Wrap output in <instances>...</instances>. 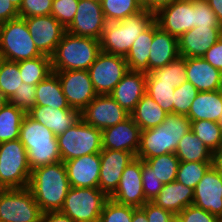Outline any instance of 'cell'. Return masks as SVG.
I'll return each mask as SVG.
<instances>
[{"label": "cell", "instance_id": "obj_43", "mask_svg": "<svg viewBox=\"0 0 222 222\" xmlns=\"http://www.w3.org/2000/svg\"><path fill=\"white\" fill-rule=\"evenodd\" d=\"M133 206L116 203L110 198L105 202L99 222H131Z\"/></svg>", "mask_w": 222, "mask_h": 222}, {"label": "cell", "instance_id": "obj_14", "mask_svg": "<svg viewBox=\"0 0 222 222\" xmlns=\"http://www.w3.org/2000/svg\"><path fill=\"white\" fill-rule=\"evenodd\" d=\"M193 0H176L155 14L158 27L179 39L195 27Z\"/></svg>", "mask_w": 222, "mask_h": 222}, {"label": "cell", "instance_id": "obj_61", "mask_svg": "<svg viewBox=\"0 0 222 222\" xmlns=\"http://www.w3.org/2000/svg\"><path fill=\"white\" fill-rule=\"evenodd\" d=\"M3 60L4 59L0 56V69H1V65H2Z\"/></svg>", "mask_w": 222, "mask_h": 222}, {"label": "cell", "instance_id": "obj_36", "mask_svg": "<svg viewBox=\"0 0 222 222\" xmlns=\"http://www.w3.org/2000/svg\"><path fill=\"white\" fill-rule=\"evenodd\" d=\"M101 7L106 22H116L141 11V0H102Z\"/></svg>", "mask_w": 222, "mask_h": 222}, {"label": "cell", "instance_id": "obj_2", "mask_svg": "<svg viewBox=\"0 0 222 222\" xmlns=\"http://www.w3.org/2000/svg\"><path fill=\"white\" fill-rule=\"evenodd\" d=\"M190 128L191 121L187 116L167 114L162 124L141 131L136 157L145 161L166 153H175L178 142Z\"/></svg>", "mask_w": 222, "mask_h": 222}, {"label": "cell", "instance_id": "obj_21", "mask_svg": "<svg viewBox=\"0 0 222 222\" xmlns=\"http://www.w3.org/2000/svg\"><path fill=\"white\" fill-rule=\"evenodd\" d=\"M221 37L222 27H194L179 37V54L184 58H203Z\"/></svg>", "mask_w": 222, "mask_h": 222}, {"label": "cell", "instance_id": "obj_22", "mask_svg": "<svg viewBox=\"0 0 222 222\" xmlns=\"http://www.w3.org/2000/svg\"><path fill=\"white\" fill-rule=\"evenodd\" d=\"M100 153L88 154L64 162L71 187L98 188Z\"/></svg>", "mask_w": 222, "mask_h": 222}, {"label": "cell", "instance_id": "obj_33", "mask_svg": "<svg viewBox=\"0 0 222 222\" xmlns=\"http://www.w3.org/2000/svg\"><path fill=\"white\" fill-rule=\"evenodd\" d=\"M23 83L37 85L52 73L51 57L42 55L18 62Z\"/></svg>", "mask_w": 222, "mask_h": 222}, {"label": "cell", "instance_id": "obj_50", "mask_svg": "<svg viewBox=\"0 0 222 222\" xmlns=\"http://www.w3.org/2000/svg\"><path fill=\"white\" fill-rule=\"evenodd\" d=\"M141 208L145 211L148 222H171L175 216L171 211L156 206L153 202H146Z\"/></svg>", "mask_w": 222, "mask_h": 222}, {"label": "cell", "instance_id": "obj_8", "mask_svg": "<svg viewBox=\"0 0 222 222\" xmlns=\"http://www.w3.org/2000/svg\"><path fill=\"white\" fill-rule=\"evenodd\" d=\"M59 152L63 162L84 155L100 153L102 131L80 119L77 123L57 136Z\"/></svg>", "mask_w": 222, "mask_h": 222}, {"label": "cell", "instance_id": "obj_39", "mask_svg": "<svg viewBox=\"0 0 222 222\" xmlns=\"http://www.w3.org/2000/svg\"><path fill=\"white\" fill-rule=\"evenodd\" d=\"M22 84L18 62L4 59L0 69V93L9 100Z\"/></svg>", "mask_w": 222, "mask_h": 222}, {"label": "cell", "instance_id": "obj_18", "mask_svg": "<svg viewBox=\"0 0 222 222\" xmlns=\"http://www.w3.org/2000/svg\"><path fill=\"white\" fill-rule=\"evenodd\" d=\"M193 205L222 219V173L213 166L196 185Z\"/></svg>", "mask_w": 222, "mask_h": 222}, {"label": "cell", "instance_id": "obj_28", "mask_svg": "<svg viewBox=\"0 0 222 222\" xmlns=\"http://www.w3.org/2000/svg\"><path fill=\"white\" fill-rule=\"evenodd\" d=\"M222 115V89L198 92L187 117L190 121L210 120L219 123Z\"/></svg>", "mask_w": 222, "mask_h": 222}, {"label": "cell", "instance_id": "obj_4", "mask_svg": "<svg viewBox=\"0 0 222 222\" xmlns=\"http://www.w3.org/2000/svg\"><path fill=\"white\" fill-rule=\"evenodd\" d=\"M155 22V14L141 11L116 22H107L99 39L101 51L125 57L133 42Z\"/></svg>", "mask_w": 222, "mask_h": 222}, {"label": "cell", "instance_id": "obj_54", "mask_svg": "<svg viewBox=\"0 0 222 222\" xmlns=\"http://www.w3.org/2000/svg\"><path fill=\"white\" fill-rule=\"evenodd\" d=\"M41 222H74L60 211H49L42 214Z\"/></svg>", "mask_w": 222, "mask_h": 222}, {"label": "cell", "instance_id": "obj_10", "mask_svg": "<svg viewBox=\"0 0 222 222\" xmlns=\"http://www.w3.org/2000/svg\"><path fill=\"white\" fill-rule=\"evenodd\" d=\"M42 214L28 188L0 189V222H41Z\"/></svg>", "mask_w": 222, "mask_h": 222}, {"label": "cell", "instance_id": "obj_44", "mask_svg": "<svg viewBox=\"0 0 222 222\" xmlns=\"http://www.w3.org/2000/svg\"><path fill=\"white\" fill-rule=\"evenodd\" d=\"M79 0H53L51 15L67 28L74 20Z\"/></svg>", "mask_w": 222, "mask_h": 222}, {"label": "cell", "instance_id": "obj_17", "mask_svg": "<svg viewBox=\"0 0 222 222\" xmlns=\"http://www.w3.org/2000/svg\"><path fill=\"white\" fill-rule=\"evenodd\" d=\"M106 23L100 2L79 0L74 20L66 31L73 35L99 40Z\"/></svg>", "mask_w": 222, "mask_h": 222}, {"label": "cell", "instance_id": "obj_32", "mask_svg": "<svg viewBox=\"0 0 222 222\" xmlns=\"http://www.w3.org/2000/svg\"><path fill=\"white\" fill-rule=\"evenodd\" d=\"M212 153L191 129L180 139L175 150L181 162H212Z\"/></svg>", "mask_w": 222, "mask_h": 222}, {"label": "cell", "instance_id": "obj_45", "mask_svg": "<svg viewBox=\"0 0 222 222\" xmlns=\"http://www.w3.org/2000/svg\"><path fill=\"white\" fill-rule=\"evenodd\" d=\"M8 102L28 113L36 106V85L23 83Z\"/></svg>", "mask_w": 222, "mask_h": 222}, {"label": "cell", "instance_id": "obj_23", "mask_svg": "<svg viewBox=\"0 0 222 222\" xmlns=\"http://www.w3.org/2000/svg\"><path fill=\"white\" fill-rule=\"evenodd\" d=\"M147 73L129 70L109 94L129 114L146 93Z\"/></svg>", "mask_w": 222, "mask_h": 222}, {"label": "cell", "instance_id": "obj_55", "mask_svg": "<svg viewBox=\"0 0 222 222\" xmlns=\"http://www.w3.org/2000/svg\"><path fill=\"white\" fill-rule=\"evenodd\" d=\"M213 12L219 24L222 26V0H206Z\"/></svg>", "mask_w": 222, "mask_h": 222}, {"label": "cell", "instance_id": "obj_13", "mask_svg": "<svg viewBox=\"0 0 222 222\" xmlns=\"http://www.w3.org/2000/svg\"><path fill=\"white\" fill-rule=\"evenodd\" d=\"M130 114L110 95H97L81 112V119L103 130L125 121Z\"/></svg>", "mask_w": 222, "mask_h": 222}, {"label": "cell", "instance_id": "obj_29", "mask_svg": "<svg viewBox=\"0 0 222 222\" xmlns=\"http://www.w3.org/2000/svg\"><path fill=\"white\" fill-rule=\"evenodd\" d=\"M36 106L71 109L55 72L36 85Z\"/></svg>", "mask_w": 222, "mask_h": 222}, {"label": "cell", "instance_id": "obj_52", "mask_svg": "<svg viewBox=\"0 0 222 222\" xmlns=\"http://www.w3.org/2000/svg\"><path fill=\"white\" fill-rule=\"evenodd\" d=\"M19 17V11L10 0H0V24Z\"/></svg>", "mask_w": 222, "mask_h": 222}, {"label": "cell", "instance_id": "obj_24", "mask_svg": "<svg viewBox=\"0 0 222 222\" xmlns=\"http://www.w3.org/2000/svg\"><path fill=\"white\" fill-rule=\"evenodd\" d=\"M27 114L45 125L56 137L81 119V112L73 108L55 109L48 106H34Z\"/></svg>", "mask_w": 222, "mask_h": 222}, {"label": "cell", "instance_id": "obj_16", "mask_svg": "<svg viewBox=\"0 0 222 222\" xmlns=\"http://www.w3.org/2000/svg\"><path fill=\"white\" fill-rule=\"evenodd\" d=\"M122 205L142 207L146 202L142 185V160L135 157L125 167L117 189L109 197Z\"/></svg>", "mask_w": 222, "mask_h": 222}, {"label": "cell", "instance_id": "obj_35", "mask_svg": "<svg viewBox=\"0 0 222 222\" xmlns=\"http://www.w3.org/2000/svg\"><path fill=\"white\" fill-rule=\"evenodd\" d=\"M146 81H167L178 87L187 81L186 58L179 56L164 67L147 73Z\"/></svg>", "mask_w": 222, "mask_h": 222}, {"label": "cell", "instance_id": "obj_56", "mask_svg": "<svg viewBox=\"0 0 222 222\" xmlns=\"http://www.w3.org/2000/svg\"><path fill=\"white\" fill-rule=\"evenodd\" d=\"M212 166L222 173V144L212 153Z\"/></svg>", "mask_w": 222, "mask_h": 222}, {"label": "cell", "instance_id": "obj_58", "mask_svg": "<svg viewBox=\"0 0 222 222\" xmlns=\"http://www.w3.org/2000/svg\"><path fill=\"white\" fill-rule=\"evenodd\" d=\"M8 103V99L0 93V111Z\"/></svg>", "mask_w": 222, "mask_h": 222}, {"label": "cell", "instance_id": "obj_12", "mask_svg": "<svg viewBox=\"0 0 222 222\" xmlns=\"http://www.w3.org/2000/svg\"><path fill=\"white\" fill-rule=\"evenodd\" d=\"M58 75L70 108L80 112L98 95L88 70L52 71Z\"/></svg>", "mask_w": 222, "mask_h": 222}, {"label": "cell", "instance_id": "obj_57", "mask_svg": "<svg viewBox=\"0 0 222 222\" xmlns=\"http://www.w3.org/2000/svg\"><path fill=\"white\" fill-rule=\"evenodd\" d=\"M131 222H148L146 213L141 207H133V217Z\"/></svg>", "mask_w": 222, "mask_h": 222}, {"label": "cell", "instance_id": "obj_15", "mask_svg": "<svg viewBox=\"0 0 222 222\" xmlns=\"http://www.w3.org/2000/svg\"><path fill=\"white\" fill-rule=\"evenodd\" d=\"M24 19L38 51L42 55L51 57L62 40L66 28L51 14Z\"/></svg>", "mask_w": 222, "mask_h": 222}, {"label": "cell", "instance_id": "obj_26", "mask_svg": "<svg viewBox=\"0 0 222 222\" xmlns=\"http://www.w3.org/2000/svg\"><path fill=\"white\" fill-rule=\"evenodd\" d=\"M179 56L178 38L161 30L154 22V37L148 59V73L166 66Z\"/></svg>", "mask_w": 222, "mask_h": 222}, {"label": "cell", "instance_id": "obj_53", "mask_svg": "<svg viewBox=\"0 0 222 222\" xmlns=\"http://www.w3.org/2000/svg\"><path fill=\"white\" fill-rule=\"evenodd\" d=\"M176 0H141L142 8L146 11L156 14L162 8L170 5Z\"/></svg>", "mask_w": 222, "mask_h": 222}, {"label": "cell", "instance_id": "obj_30", "mask_svg": "<svg viewBox=\"0 0 222 222\" xmlns=\"http://www.w3.org/2000/svg\"><path fill=\"white\" fill-rule=\"evenodd\" d=\"M167 114L168 113L145 93L130 113V117L142 131L162 124Z\"/></svg>", "mask_w": 222, "mask_h": 222}, {"label": "cell", "instance_id": "obj_27", "mask_svg": "<svg viewBox=\"0 0 222 222\" xmlns=\"http://www.w3.org/2000/svg\"><path fill=\"white\" fill-rule=\"evenodd\" d=\"M194 189L173 181L163 184L159 194L152 200V202L163 209L171 211L177 215L187 206L193 204Z\"/></svg>", "mask_w": 222, "mask_h": 222}, {"label": "cell", "instance_id": "obj_20", "mask_svg": "<svg viewBox=\"0 0 222 222\" xmlns=\"http://www.w3.org/2000/svg\"><path fill=\"white\" fill-rule=\"evenodd\" d=\"M140 127L129 117L102 130V149L126 151L135 157L140 145Z\"/></svg>", "mask_w": 222, "mask_h": 222}, {"label": "cell", "instance_id": "obj_3", "mask_svg": "<svg viewBox=\"0 0 222 222\" xmlns=\"http://www.w3.org/2000/svg\"><path fill=\"white\" fill-rule=\"evenodd\" d=\"M19 139L26 148L31 171L62 161L57 137L27 113L21 122Z\"/></svg>", "mask_w": 222, "mask_h": 222}, {"label": "cell", "instance_id": "obj_41", "mask_svg": "<svg viewBox=\"0 0 222 222\" xmlns=\"http://www.w3.org/2000/svg\"><path fill=\"white\" fill-rule=\"evenodd\" d=\"M212 162H181L178 166L176 181L195 189Z\"/></svg>", "mask_w": 222, "mask_h": 222}, {"label": "cell", "instance_id": "obj_47", "mask_svg": "<svg viewBox=\"0 0 222 222\" xmlns=\"http://www.w3.org/2000/svg\"><path fill=\"white\" fill-rule=\"evenodd\" d=\"M142 185L148 202H152L163 187V183L156 178L153 169L144 160H142Z\"/></svg>", "mask_w": 222, "mask_h": 222}, {"label": "cell", "instance_id": "obj_42", "mask_svg": "<svg viewBox=\"0 0 222 222\" xmlns=\"http://www.w3.org/2000/svg\"><path fill=\"white\" fill-rule=\"evenodd\" d=\"M198 92L189 81L176 87L174 91L173 113L187 116Z\"/></svg>", "mask_w": 222, "mask_h": 222}, {"label": "cell", "instance_id": "obj_51", "mask_svg": "<svg viewBox=\"0 0 222 222\" xmlns=\"http://www.w3.org/2000/svg\"><path fill=\"white\" fill-rule=\"evenodd\" d=\"M203 59L222 72V37L210 47Z\"/></svg>", "mask_w": 222, "mask_h": 222}, {"label": "cell", "instance_id": "obj_1", "mask_svg": "<svg viewBox=\"0 0 222 222\" xmlns=\"http://www.w3.org/2000/svg\"><path fill=\"white\" fill-rule=\"evenodd\" d=\"M41 211H60L71 188L64 162H57L31 171L27 187Z\"/></svg>", "mask_w": 222, "mask_h": 222}, {"label": "cell", "instance_id": "obj_62", "mask_svg": "<svg viewBox=\"0 0 222 222\" xmlns=\"http://www.w3.org/2000/svg\"><path fill=\"white\" fill-rule=\"evenodd\" d=\"M219 124H220L221 127H222V115H221V117L219 118Z\"/></svg>", "mask_w": 222, "mask_h": 222}, {"label": "cell", "instance_id": "obj_5", "mask_svg": "<svg viewBox=\"0 0 222 222\" xmlns=\"http://www.w3.org/2000/svg\"><path fill=\"white\" fill-rule=\"evenodd\" d=\"M100 52L98 39L66 31L51 56L52 71L88 70Z\"/></svg>", "mask_w": 222, "mask_h": 222}, {"label": "cell", "instance_id": "obj_59", "mask_svg": "<svg viewBox=\"0 0 222 222\" xmlns=\"http://www.w3.org/2000/svg\"><path fill=\"white\" fill-rule=\"evenodd\" d=\"M23 0H10L12 5L19 10Z\"/></svg>", "mask_w": 222, "mask_h": 222}, {"label": "cell", "instance_id": "obj_6", "mask_svg": "<svg viewBox=\"0 0 222 222\" xmlns=\"http://www.w3.org/2000/svg\"><path fill=\"white\" fill-rule=\"evenodd\" d=\"M30 175L27 151L20 139L0 143V189L27 188Z\"/></svg>", "mask_w": 222, "mask_h": 222}, {"label": "cell", "instance_id": "obj_37", "mask_svg": "<svg viewBox=\"0 0 222 222\" xmlns=\"http://www.w3.org/2000/svg\"><path fill=\"white\" fill-rule=\"evenodd\" d=\"M145 162L151 166L153 174L163 184L176 180L180 160L175 153H166L153 158H148Z\"/></svg>", "mask_w": 222, "mask_h": 222}, {"label": "cell", "instance_id": "obj_34", "mask_svg": "<svg viewBox=\"0 0 222 222\" xmlns=\"http://www.w3.org/2000/svg\"><path fill=\"white\" fill-rule=\"evenodd\" d=\"M25 112L7 103L0 111V143L20 137V126Z\"/></svg>", "mask_w": 222, "mask_h": 222}, {"label": "cell", "instance_id": "obj_38", "mask_svg": "<svg viewBox=\"0 0 222 222\" xmlns=\"http://www.w3.org/2000/svg\"><path fill=\"white\" fill-rule=\"evenodd\" d=\"M190 129L212 152L222 144V127L218 122L210 120L191 121Z\"/></svg>", "mask_w": 222, "mask_h": 222}, {"label": "cell", "instance_id": "obj_48", "mask_svg": "<svg viewBox=\"0 0 222 222\" xmlns=\"http://www.w3.org/2000/svg\"><path fill=\"white\" fill-rule=\"evenodd\" d=\"M53 0H23L20 6L19 17L28 18L51 14Z\"/></svg>", "mask_w": 222, "mask_h": 222}, {"label": "cell", "instance_id": "obj_60", "mask_svg": "<svg viewBox=\"0 0 222 222\" xmlns=\"http://www.w3.org/2000/svg\"><path fill=\"white\" fill-rule=\"evenodd\" d=\"M171 222H181V220H180V218H179L177 215H175V216L172 218Z\"/></svg>", "mask_w": 222, "mask_h": 222}, {"label": "cell", "instance_id": "obj_11", "mask_svg": "<svg viewBox=\"0 0 222 222\" xmlns=\"http://www.w3.org/2000/svg\"><path fill=\"white\" fill-rule=\"evenodd\" d=\"M129 71L123 56L101 51L88 72L98 95H109Z\"/></svg>", "mask_w": 222, "mask_h": 222}, {"label": "cell", "instance_id": "obj_31", "mask_svg": "<svg viewBox=\"0 0 222 222\" xmlns=\"http://www.w3.org/2000/svg\"><path fill=\"white\" fill-rule=\"evenodd\" d=\"M153 37L154 23L133 42L127 55L124 57L129 70L148 73V59Z\"/></svg>", "mask_w": 222, "mask_h": 222}, {"label": "cell", "instance_id": "obj_25", "mask_svg": "<svg viewBox=\"0 0 222 222\" xmlns=\"http://www.w3.org/2000/svg\"><path fill=\"white\" fill-rule=\"evenodd\" d=\"M186 74L199 92L222 89V72L201 58H186Z\"/></svg>", "mask_w": 222, "mask_h": 222}, {"label": "cell", "instance_id": "obj_49", "mask_svg": "<svg viewBox=\"0 0 222 222\" xmlns=\"http://www.w3.org/2000/svg\"><path fill=\"white\" fill-rule=\"evenodd\" d=\"M177 216L181 222H222V219L195 205L187 206Z\"/></svg>", "mask_w": 222, "mask_h": 222}, {"label": "cell", "instance_id": "obj_9", "mask_svg": "<svg viewBox=\"0 0 222 222\" xmlns=\"http://www.w3.org/2000/svg\"><path fill=\"white\" fill-rule=\"evenodd\" d=\"M109 197L99 188L71 187L60 212L74 222H99Z\"/></svg>", "mask_w": 222, "mask_h": 222}, {"label": "cell", "instance_id": "obj_40", "mask_svg": "<svg viewBox=\"0 0 222 222\" xmlns=\"http://www.w3.org/2000/svg\"><path fill=\"white\" fill-rule=\"evenodd\" d=\"M174 91L172 82L146 81V93L168 114L173 113Z\"/></svg>", "mask_w": 222, "mask_h": 222}, {"label": "cell", "instance_id": "obj_7", "mask_svg": "<svg viewBox=\"0 0 222 222\" xmlns=\"http://www.w3.org/2000/svg\"><path fill=\"white\" fill-rule=\"evenodd\" d=\"M0 56L15 62L42 56L24 18L18 17L0 25Z\"/></svg>", "mask_w": 222, "mask_h": 222}, {"label": "cell", "instance_id": "obj_19", "mask_svg": "<svg viewBox=\"0 0 222 222\" xmlns=\"http://www.w3.org/2000/svg\"><path fill=\"white\" fill-rule=\"evenodd\" d=\"M135 158L126 151L102 149L98 188L110 197L119 184L125 167Z\"/></svg>", "mask_w": 222, "mask_h": 222}, {"label": "cell", "instance_id": "obj_46", "mask_svg": "<svg viewBox=\"0 0 222 222\" xmlns=\"http://www.w3.org/2000/svg\"><path fill=\"white\" fill-rule=\"evenodd\" d=\"M195 27H222L206 0H193Z\"/></svg>", "mask_w": 222, "mask_h": 222}]
</instances>
